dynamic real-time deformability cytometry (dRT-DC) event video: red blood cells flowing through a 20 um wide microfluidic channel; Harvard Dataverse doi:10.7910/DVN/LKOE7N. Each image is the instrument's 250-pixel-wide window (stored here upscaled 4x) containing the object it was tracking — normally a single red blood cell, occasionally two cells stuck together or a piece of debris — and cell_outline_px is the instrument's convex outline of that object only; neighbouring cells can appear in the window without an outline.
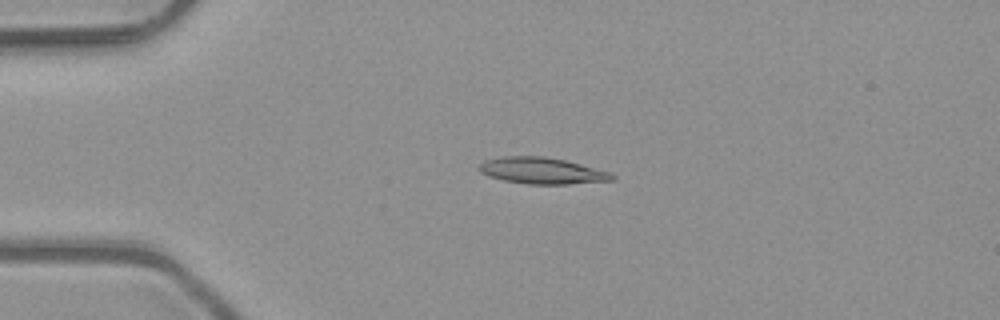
{"species": "common noctule bat (a hibernating species)", "species_latin": "Nyctalus noctula", "temperature_condition": "room temperature", "stored_images_in_passage": 5, "camera_frame_rate_fps": 3000, "um_per_image_px": 0.085, "animal": {"sex": "male", "body_mass_g": 23.1, "forearm_length_mm": 52.7}, "frame": {"image": 1, "passage_image": 3, "time_ms": 0.667, "image_size_px": [1000, 320], "cell_outline_px": [[616, 180], [568, 184], [528, 184], [504, 180], [488, 176], [480, 172], [476, 168], [484, 160], [504, 156], [544, 156], [564, 160], [580, 164], [608, 172], [616, 176]], "centroid_in_image_um": [46.03, 14.51], "position_along_channel_um": 39.0, "area_um2": 20.4}}
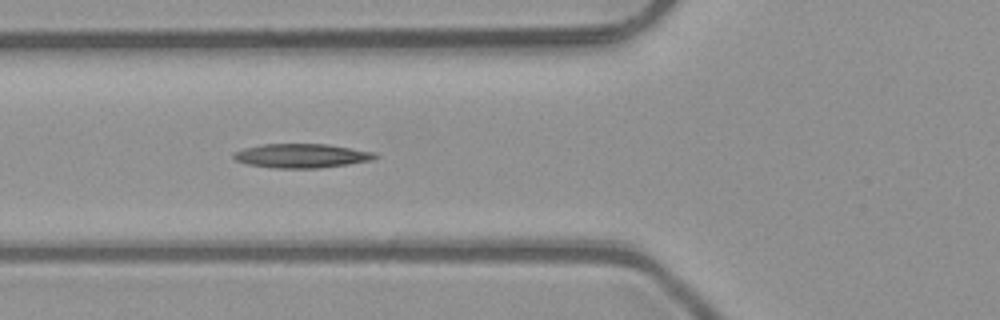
{"frame": {"image": 2, "passage_image": 5, "time_ms": 1.333, "image_size_px": [1000, 320], "cell_outline_px": [[380, 156], [372, 160], [348, 164], [320, 168], [272, 168], [248, 164], [236, 160], [232, 156], [232, 152], [244, 148], [260, 144], [324, 144], [376, 152]], "centroid_in_image_um": [25.62, 13.24], "position_along_channel_um": 100.2, "area_um2": 19.94}}